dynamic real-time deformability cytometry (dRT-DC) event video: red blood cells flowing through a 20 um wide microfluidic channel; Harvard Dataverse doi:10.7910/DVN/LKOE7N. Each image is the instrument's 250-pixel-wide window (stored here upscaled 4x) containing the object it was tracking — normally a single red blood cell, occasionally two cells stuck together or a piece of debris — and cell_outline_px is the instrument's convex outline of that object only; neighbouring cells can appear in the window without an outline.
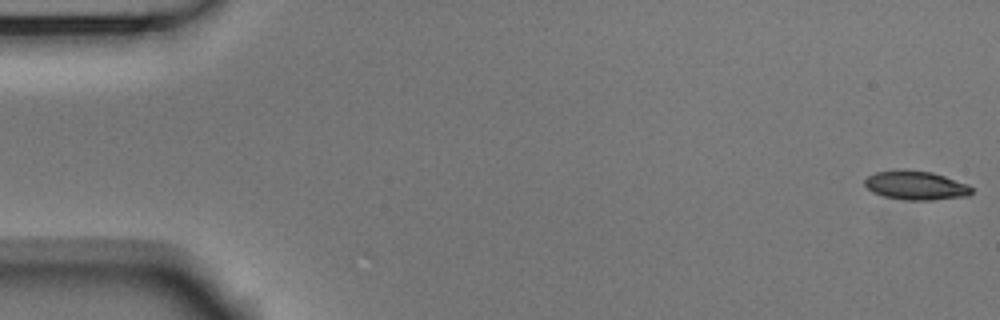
{"species": "Egyptian fruit bat (a non-hibernating species)", "species_latin": "Rousettus aegyptiacus", "temperature_condition": "room temperature", "stored_images_in_passage": 54, "camera_frame_rate_fps": 3000, "um_per_image_px": 0.085, "animal": {"sex": "male"}, "frame": {"image": 1, "passage_image": 1, "time_ms": 0.0, "image_size_px": [1000, 320], "cell_outline_px": [[972, 192], [968, 196], [932, 200], [904, 200], [884, 196], [872, 192], [864, 184], [864, 180], [868, 176], [876, 172], [932, 172], [968, 184], [972, 188]], "centroid_in_image_um": [77.88, 15.8], "position_along_channel_um": 7.1, "area_um2": 17.4}}
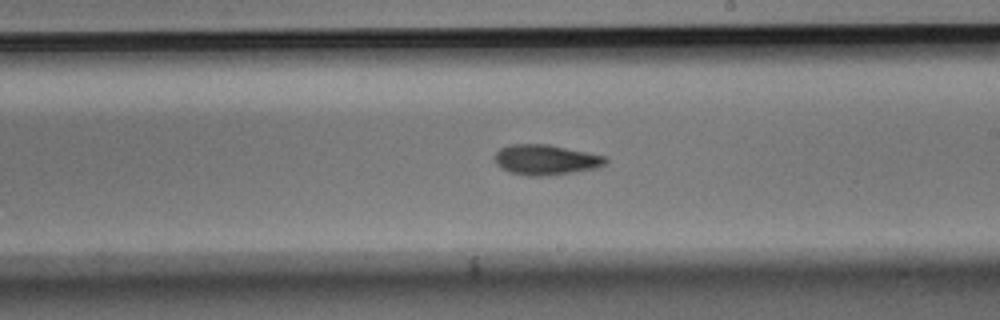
{"frame": {"image": 2, "passage_image": 31, "time_ms": 10.0, "image_size_px": [1000, 320], "cell_outline_px": [[608, 160], [604, 164], [596, 168], [544, 176], [528, 176], [508, 172], [500, 168], [496, 164], [496, 152], [500, 148], [508, 144], [548, 144], [608, 156]], "centroid_in_image_um": [46.38, 13.57], "position_along_channel_um": 242.6, "area_um2": 19.59}}
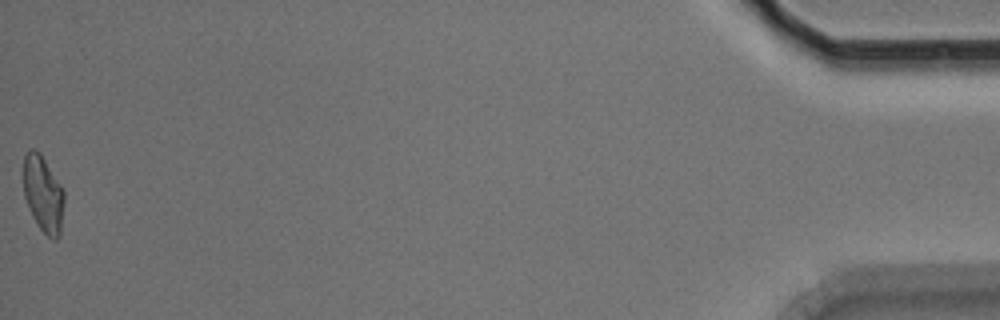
{"frame": {"image": 3, "passage_image": 54, "time_ms": 17.667, "image_size_px": [1000, 320], "cell_outline_px": [[64, 200], [60, 236], [56, 240], [52, 240], [40, 228], [32, 216], [24, 196], [24, 156], [28, 148], [32, 148], [40, 152], [60, 184], [64, 192]], "centroid_in_image_um": [3.67, 16.48], "position_along_channel_um": 431.5, "area_um2": 18.09}, "authors_computed_cell_mechanics": {"area_um2": 18.6116, "velocity_mm_per_s": 3.7502, "shape_relaxation_time_tau1_ms": 3.6889, "shape_relaxation_time_tau2_ms": 4.1968, "deformation_change_tau1": 0.1457, "deformation_change_tau2": 0.0983}}